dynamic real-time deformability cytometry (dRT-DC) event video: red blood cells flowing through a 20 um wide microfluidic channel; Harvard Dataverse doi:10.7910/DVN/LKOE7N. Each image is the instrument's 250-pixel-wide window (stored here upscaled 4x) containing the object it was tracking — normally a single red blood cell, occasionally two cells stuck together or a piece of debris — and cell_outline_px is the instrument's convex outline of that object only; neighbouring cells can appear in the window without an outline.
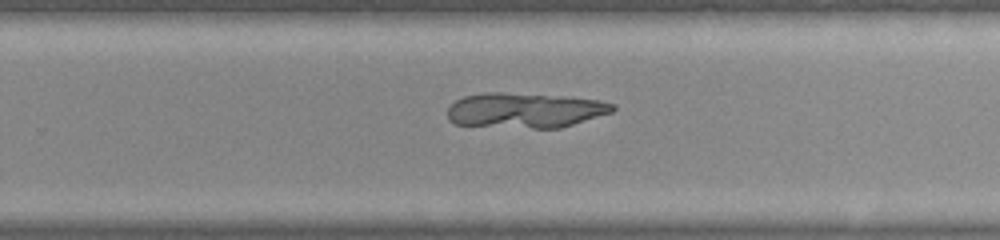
{"species": "common noctule bat (a hibernating species)", "species_latin": "Nyctalus noctula", "temperature_condition": "warm", "stored_images_in_passage": 35, "camera_frame_rate_fps": 3000, "um_per_image_px": 0.085, "animal": {"sex": "female", "body_mass_g": 22.0, "forearm_length_mm": 56.7}, "frame": {"image": 1, "passage_image": 21, "time_ms": 6.667, "image_size_px": [1000, 240], "cell_outline_px": [[616, 108], [612, 112], [560, 128], [532, 128], [456, 124], [448, 120], [448, 108], [456, 100], [464, 96], [484, 92], [500, 92], [560, 96], [600, 100], [616, 104]], "centroid_in_image_um": [44.64, 9.37], "position_along_channel_um": 285.2, "area_um2": 33.64}}
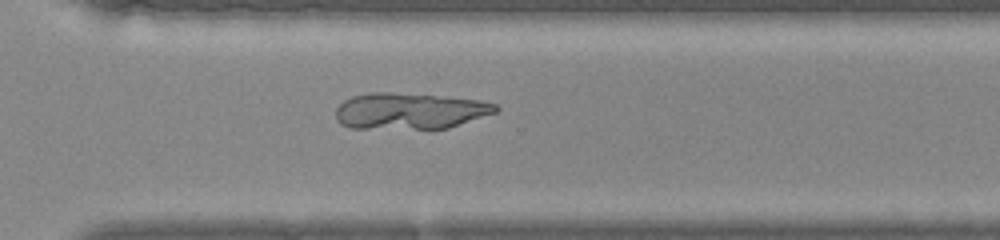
{"frame": {"image": 2, "passage_image": 24, "time_ms": 7.667, "image_size_px": [1000, 240], "cell_outline_px": [[500, 108], [496, 112], [448, 128], [348, 128], [340, 124], [336, 120], [336, 108], [344, 100], [352, 96], [368, 92], [388, 92], [480, 100], [496, 104]], "centroid_in_image_um": [34.78, 9.43], "position_along_channel_um": 335.8, "area_um2": 33.58}}
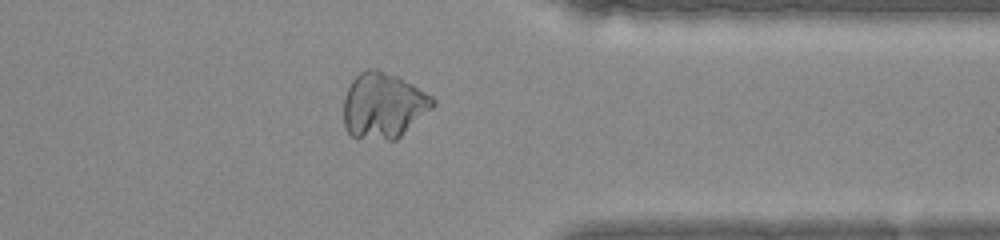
{"frame": {"image": 3, "passage_image": 27, "time_ms": 8.667, "image_size_px": [1000, 240], "cell_outline_px": [[436, 104], [432, 108], [396, 140], [388, 140], [352, 136], [344, 128], [344, 96], [352, 80], [360, 72], [368, 68], [376, 68], [396, 76], [432, 96], [436, 100]], "centroid_in_image_um": [32.57, 8.97], "position_along_channel_um": 378.8, "area_um2": 33.87}}